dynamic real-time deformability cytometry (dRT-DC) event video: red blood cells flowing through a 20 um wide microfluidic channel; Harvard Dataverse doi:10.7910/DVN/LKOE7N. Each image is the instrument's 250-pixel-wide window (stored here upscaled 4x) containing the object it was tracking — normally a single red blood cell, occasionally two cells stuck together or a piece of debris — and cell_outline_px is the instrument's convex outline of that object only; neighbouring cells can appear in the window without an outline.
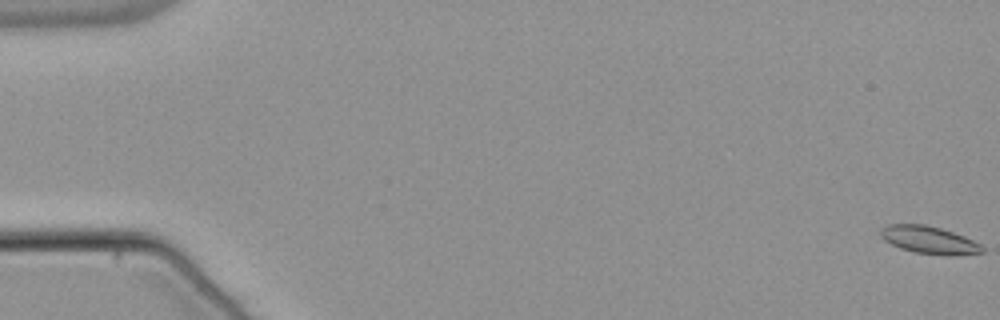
{"species": "common noctule bat (a hibernating species)", "species_latin": "Nyctalus noctula", "temperature_condition": "warm", "stored_images_in_passage": 56, "camera_frame_rate_fps": 3000, "um_per_image_px": 0.085, "animal": {"sex": "male", "body_mass_g": 21.5, "forearm_length_mm": 52.0}, "frame": {"image": 1, "passage_image": 1, "time_ms": 0.0, "image_size_px": [1000, 320], "cell_outline_px": [[984, 252], [956, 256], [952, 256], [916, 252], [900, 248], [884, 240], [880, 236], [880, 228], [888, 224], [924, 224], [940, 228], [964, 236], [980, 244], [984, 248]], "centroid_in_image_um": [78.97, 20.4], "position_along_channel_um": 6.0, "area_um2": 16.3}}
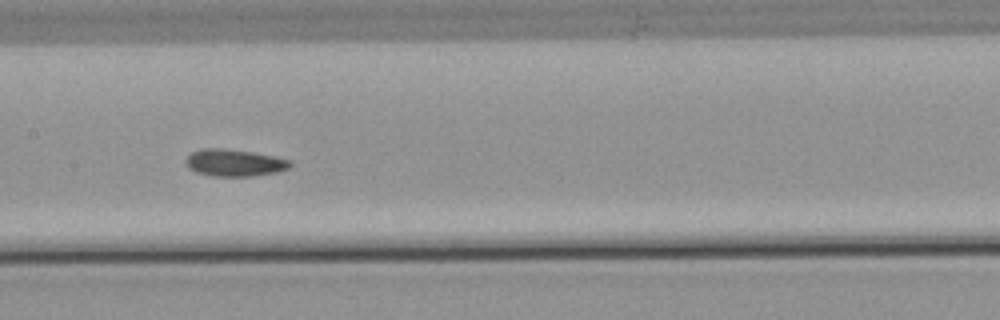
{"frame": {"image": 2, "passage_image": 29, "time_ms": 9.333, "image_size_px": [1000, 320], "cell_outline_px": [[292, 164], [288, 168], [276, 172], [252, 176], [212, 176], [196, 172], [188, 168], [184, 164], [184, 160], [192, 152], [200, 148], [224, 148], [252, 152], [292, 160]], "centroid_in_image_um": [19.88, 13.83], "position_along_channel_um": 187.5, "area_um2": 16.53}}
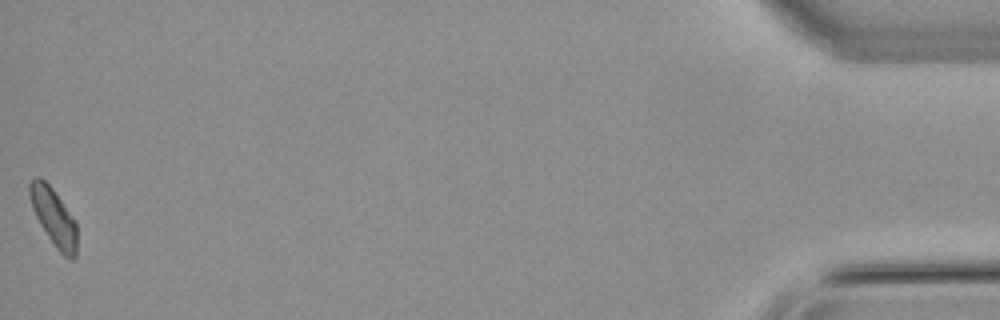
{"frame": {"image": 3, "passage_image": 56, "time_ms": 18.333, "image_size_px": [1000, 320], "cell_outline_px": [[76, 256], [72, 260], [68, 260], [56, 248], [40, 224], [32, 208], [28, 196], [28, 184], [36, 176], [40, 176], [52, 188], [76, 220]], "centroid_in_image_um": [4.55, 18.44], "position_along_channel_um": 430.6, "area_um2": 15.95}, "authors_computed_cell_mechanics": {"area_um2": 16.0106, "velocity_mm_per_s": 3.7828, "shape_relaxation_time_tau1_ms": null, "shape_relaxation_time_tau2_ms": 2.8377, "deformation_change_tau1": null, "deformation_change_tau2": 0.0832}}